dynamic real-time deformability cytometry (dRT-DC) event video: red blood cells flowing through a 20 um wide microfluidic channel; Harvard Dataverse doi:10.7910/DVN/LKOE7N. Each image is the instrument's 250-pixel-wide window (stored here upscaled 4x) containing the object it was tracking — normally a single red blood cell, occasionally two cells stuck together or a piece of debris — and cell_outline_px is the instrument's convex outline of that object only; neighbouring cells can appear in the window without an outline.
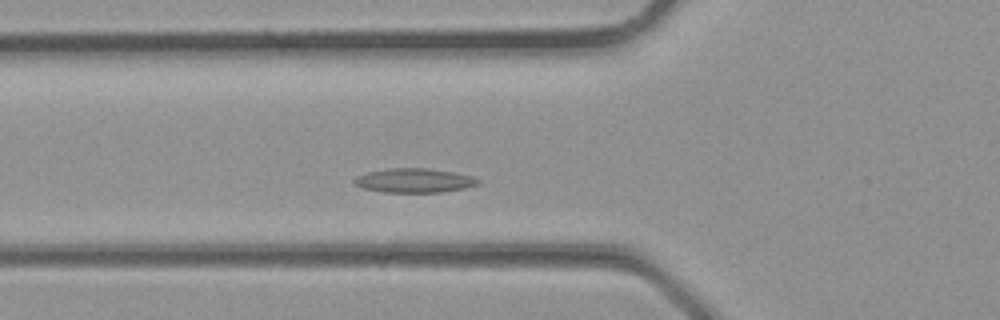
{"species": "common noctule bat (a hibernating species)", "species_latin": "Nyctalus noctula", "temperature_condition": "room temperature", "stored_images_in_passage": 27, "camera_frame_rate_fps": 3000, "um_per_image_px": 0.085, "animal": {"sex": "male", "body_mass_g": 23.1, "forearm_length_mm": 52.7}, "frame": {"image": 1, "passage_image": 4, "time_ms": 1.0, "image_size_px": [1000, 320], "cell_outline_px": [[480, 184], [464, 188], [440, 192], [384, 192], [364, 188], [356, 184], [352, 180], [356, 176], [368, 172], [388, 168], [428, 168], [452, 172], [472, 176], [480, 180]], "centroid_in_image_um": [35.21, 15.33], "position_along_channel_um": 90.6, "area_um2": 17.34}}
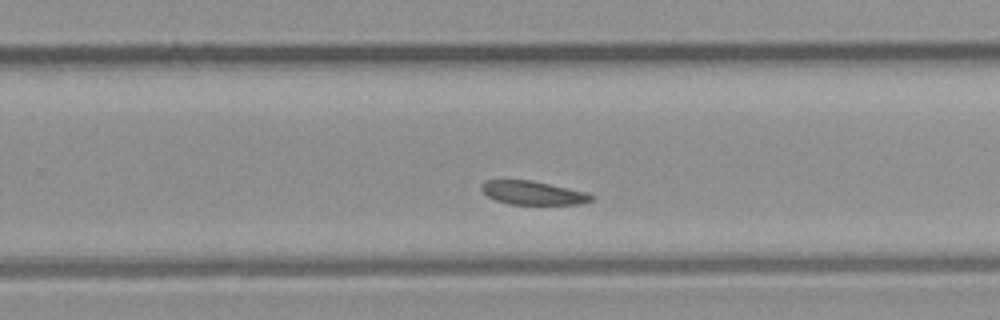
{"frame": {"image": 2, "passage_image": 14, "time_ms": 4.333, "image_size_px": [1000, 320], "cell_outline_px": [[596, 196], [592, 200], [580, 204], [508, 204], [496, 200], [488, 196], [480, 188], [480, 184], [484, 180], [504, 176], [532, 180], [584, 192]], "centroid_in_image_um": [45.17, 16.34], "position_along_channel_um": 284.6, "area_um2": 15.72}}
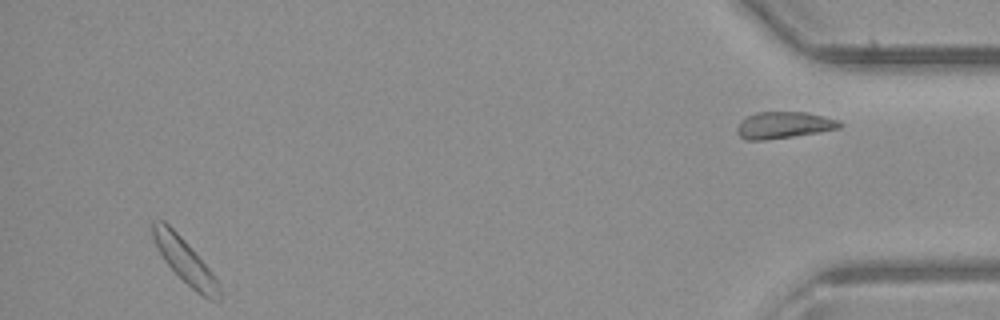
{"frame": {"image": 3, "passage_image": 25, "time_ms": 8.0, "image_size_px": [1000, 320], "cell_outline_px": [[220, 300], [208, 300], [196, 292], [164, 260], [152, 236], [152, 220], [164, 220], [188, 244], [212, 272], [220, 284]], "centroid_in_image_um": [15.74, 22.18], "position_along_channel_um": 419.5, "area_um2": 16.88}}